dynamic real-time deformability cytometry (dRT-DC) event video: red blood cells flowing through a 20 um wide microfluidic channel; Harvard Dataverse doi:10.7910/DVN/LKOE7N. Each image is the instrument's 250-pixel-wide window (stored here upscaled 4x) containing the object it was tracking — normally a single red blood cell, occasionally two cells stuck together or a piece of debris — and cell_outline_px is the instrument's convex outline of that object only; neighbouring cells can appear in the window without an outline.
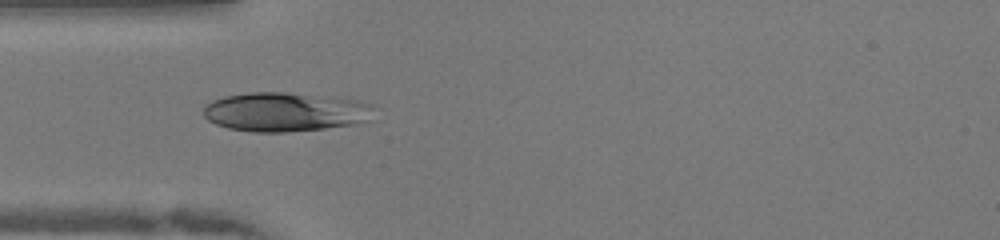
{"species": "human", "species_latin": "Homo sapiens", "temperature_condition": "warm", "stored_images_in_passage": 36, "camera_frame_rate_fps": 3000, "um_per_image_px": 0.085, "donor": {"sex": "female"}, "frame": {"image": 1, "passage_image": 1, "time_ms": 0.0, "image_size_px": [1000, 240], "cell_outline_px": [[372, 108], [368, 120], [356, 124], [324, 128], [288, 132], [252, 132], [228, 128], [216, 124], [208, 120], [204, 116], [204, 104], [212, 100], [224, 96], [252, 92], [284, 92], [356, 100], [372, 104]], "centroid_in_image_um": [24.17, 9.51], "position_along_channel_um": 60.8, "area_um2": 38.67}}
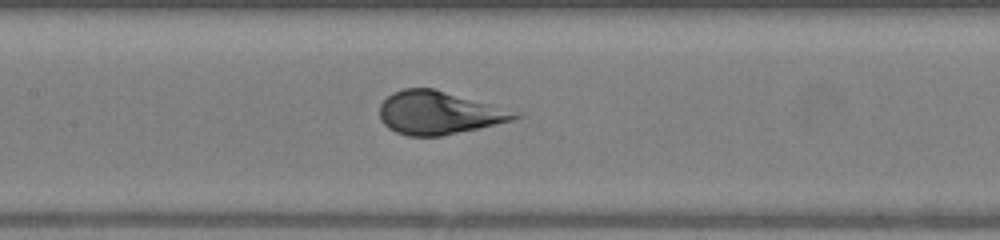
{"frame": {"image": 2, "passage_image": 9, "time_ms": 2.667, "image_size_px": [1000, 240], "cell_outline_px": [[524, 116], [512, 120], [480, 128], [440, 136], [408, 136], [396, 132], [388, 128], [380, 120], [380, 104], [392, 92], [404, 88], [432, 88], [524, 112]], "centroid_in_image_um": [37.35, 9.59], "position_along_channel_um": 170.1, "area_um2": 34.22}}
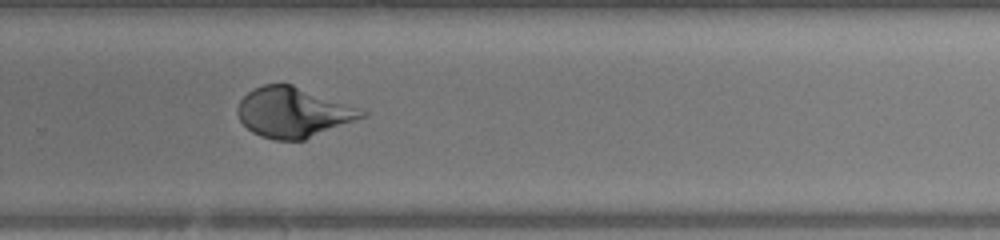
{"frame": {"image": 3, "passage_image": 19, "time_ms": 6.0, "image_size_px": [1000, 240], "cell_outline_px": [[368, 116], [304, 140], [276, 140], [260, 136], [252, 132], [240, 120], [236, 112], [236, 108], [240, 100], [252, 88], [264, 84], [292, 84], [368, 112]], "centroid_in_image_um": [24.9, 9.56], "position_along_channel_um": 304.9, "area_um2": 36.07}, "authors_computed_cell_mechanics": {"area_um2": 35.6048, "velocity_mm_per_s": 4.0567, "shape_relaxation_time_tau1_ms": 3.4749, "shape_relaxation_time_tau2_ms": null, "deformation_change_tau1": 0.1979, "deformation_change_tau2": null}}